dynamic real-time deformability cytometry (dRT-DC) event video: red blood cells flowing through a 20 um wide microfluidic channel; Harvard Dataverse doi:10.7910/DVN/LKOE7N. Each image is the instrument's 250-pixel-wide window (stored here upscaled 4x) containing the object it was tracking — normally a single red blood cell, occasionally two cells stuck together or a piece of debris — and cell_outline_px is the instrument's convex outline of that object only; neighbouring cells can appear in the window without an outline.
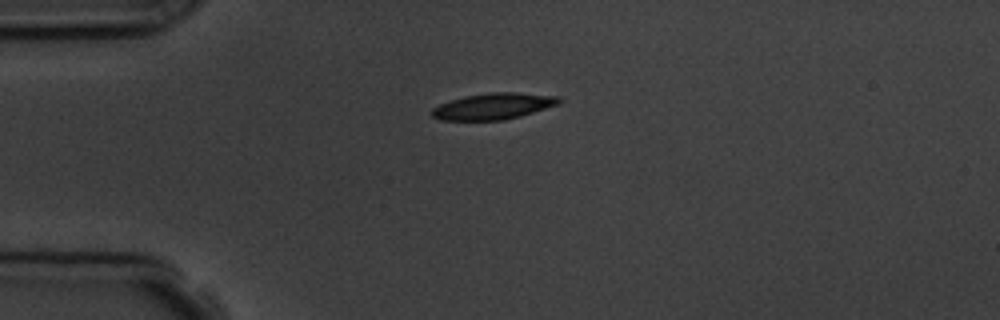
{"species": "common noctule bat (a hibernating species)", "species_latin": "Nyctalus noctula", "temperature_condition": "room temperature", "stored_images_in_passage": 8, "camera_frame_rate_fps": 3000, "um_per_image_px": 0.085, "animal": {"sex": "male", "body_mass_g": 19.5, "forearm_length_mm": 54.6}, "frame": {"image": 1, "passage_image": 1, "time_ms": 0.0, "image_size_px": [1000, 320], "cell_outline_px": [[564, 100], [560, 104], [520, 116], [504, 120], [440, 120], [432, 116], [432, 108], [440, 104], [464, 96], [488, 92], [512, 92], [560, 96]], "centroid_in_image_um": [41.98, 9.02], "position_along_channel_um": 43.0, "area_um2": 19.54}}
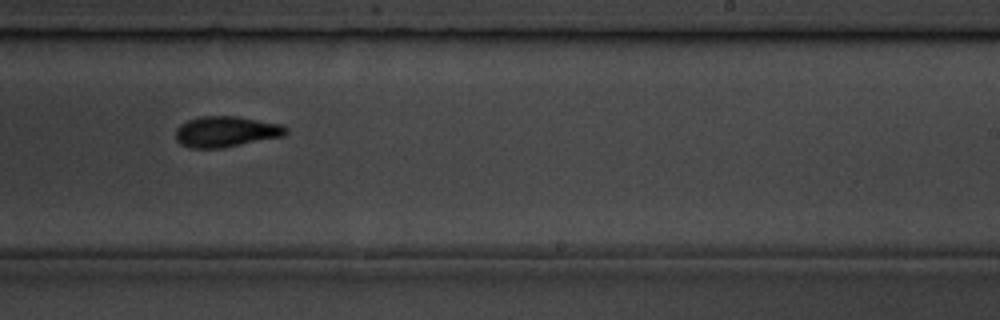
{"frame": {"image": 2, "passage_image": 7, "time_ms": 6.667, "image_size_px": [1000, 320], "cell_outline_px": [[288, 132], [284, 136], [220, 148], [192, 148], [180, 144], [176, 140], [176, 128], [180, 124], [188, 120], [200, 116], [236, 116], [280, 124], [288, 128]], "centroid_in_image_um": [19.19, 11.18], "position_along_channel_um": 269.8, "area_um2": 19.71}}